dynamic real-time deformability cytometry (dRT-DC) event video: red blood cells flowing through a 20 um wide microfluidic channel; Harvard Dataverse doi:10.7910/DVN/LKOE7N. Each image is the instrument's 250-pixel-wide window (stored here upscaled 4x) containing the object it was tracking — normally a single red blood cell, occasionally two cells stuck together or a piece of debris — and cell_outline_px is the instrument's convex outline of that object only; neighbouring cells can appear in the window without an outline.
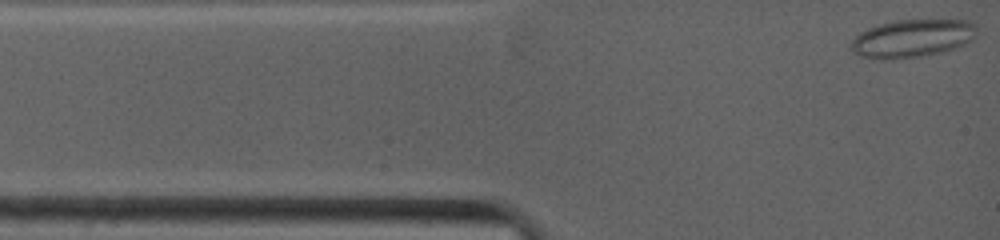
{"species": "common noctule bat (a hibernating species)", "species_latin": "Nyctalus noctula", "temperature_condition": "warm", "stored_images_in_passage": 23, "camera_frame_rate_fps": 4500, "um_per_image_px": 0.085, "animal": {"sex": "female", "body_mass_g": 19.0, "forearm_length_mm": 53.3}, "frame": {"image": 1, "passage_image": 1, "time_ms": 0.0, "image_size_px": [1000, 240], "cell_outline_px": [[976, 36], [972, 40], [956, 48], [944, 52], [924, 56], [892, 60], [880, 60], [860, 56], [852, 52], [848, 48], [848, 44], [860, 32], [868, 28], [880, 24], [896, 20], [968, 20], [976, 24]], "centroid_in_image_um": [77.52, 3.28], "position_along_channel_um": 7.5, "area_um2": 28.38}}
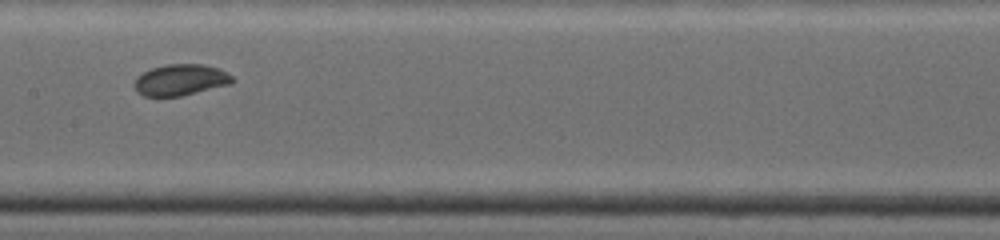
{"frame": {"image": 2, "passage_image": 14, "time_ms": 5.778, "image_size_px": [1000, 240], "cell_outline_px": [[236, 80], [232, 84], [180, 96], [144, 96], [136, 92], [132, 84], [136, 76], [152, 68], [168, 64], [204, 64], [228, 72]], "centroid_in_image_um": [15.34, 6.79], "position_along_channel_um": 192.1, "area_um2": 18.03}}
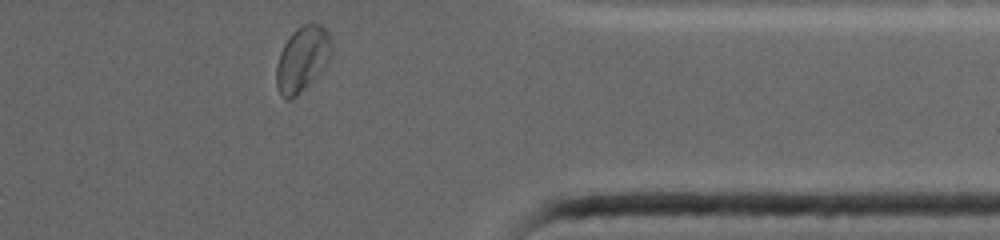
{"frame": {"image": 3, "passage_image": 23, "time_ms": 11.111, "image_size_px": [1000, 240], "cell_outline_px": [[332, 52], [328, 60], [316, 76], [296, 96], [288, 100], [284, 100], [280, 96], [276, 88], [276, 64], [280, 52], [284, 44], [292, 32], [296, 28], [304, 24], [320, 24], [328, 32], [332, 40]], "centroid_in_image_um": [25.67, 5.02], "position_along_channel_um": 385.7, "area_um2": 20.92}, "authors_computed_cell_mechanics": {"area_um2": 18.8428, "velocity_mm_per_s": 3.9046, "shape_relaxation_time_tau1_ms": null, "shape_relaxation_time_tau2_ms": 2.8087, "deformation_change_tau1": null, "deformation_change_tau2": 0.0393}}